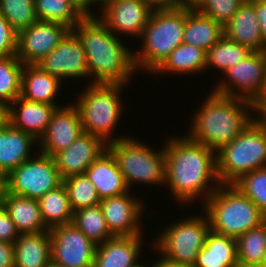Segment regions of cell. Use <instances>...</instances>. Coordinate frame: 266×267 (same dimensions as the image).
<instances>
[{"label":"cell","mask_w":266,"mask_h":267,"mask_svg":"<svg viewBox=\"0 0 266 267\" xmlns=\"http://www.w3.org/2000/svg\"><path fill=\"white\" fill-rule=\"evenodd\" d=\"M131 193L132 191H129L100 201L105 221L114 236H143L142 231L145 228L141 227V221L145 217L144 214L147 213L149 221L153 219L149 215L155 214L148 212L145 200L142 201L140 197L136 198Z\"/></svg>","instance_id":"13"},{"label":"cell","mask_w":266,"mask_h":267,"mask_svg":"<svg viewBox=\"0 0 266 267\" xmlns=\"http://www.w3.org/2000/svg\"><path fill=\"white\" fill-rule=\"evenodd\" d=\"M154 8L182 7V0H148Z\"/></svg>","instance_id":"45"},{"label":"cell","mask_w":266,"mask_h":267,"mask_svg":"<svg viewBox=\"0 0 266 267\" xmlns=\"http://www.w3.org/2000/svg\"><path fill=\"white\" fill-rule=\"evenodd\" d=\"M128 136L108 143L107 150L115 158L125 182L132 190L137 184L165 186V150H154L150 144Z\"/></svg>","instance_id":"8"},{"label":"cell","mask_w":266,"mask_h":267,"mask_svg":"<svg viewBox=\"0 0 266 267\" xmlns=\"http://www.w3.org/2000/svg\"><path fill=\"white\" fill-rule=\"evenodd\" d=\"M246 0H202L195 8L225 26Z\"/></svg>","instance_id":"39"},{"label":"cell","mask_w":266,"mask_h":267,"mask_svg":"<svg viewBox=\"0 0 266 267\" xmlns=\"http://www.w3.org/2000/svg\"><path fill=\"white\" fill-rule=\"evenodd\" d=\"M43 71L58 77L62 82L66 79L82 78L90 84L86 54L81 41L70 30L59 44L37 64ZM88 79V80H87Z\"/></svg>","instance_id":"14"},{"label":"cell","mask_w":266,"mask_h":267,"mask_svg":"<svg viewBox=\"0 0 266 267\" xmlns=\"http://www.w3.org/2000/svg\"><path fill=\"white\" fill-rule=\"evenodd\" d=\"M255 8L261 30L263 47L266 49V3L259 0H249Z\"/></svg>","instance_id":"42"},{"label":"cell","mask_w":266,"mask_h":267,"mask_svg":"<svg viewBox=\"0 0 266 267\" xmlns=\"http://www.w3.org/2000/svg\"><path fill=\"white\" fill-rule=\"evenodd\" d=\"M72 223L96 245L114 237L107 226L100 205L74 211Z\"/></svg>","instance_id":"33"},{"label":"cell","mask_w":266,"mask_h":267,"mask_svg":"<svg viewBox=\"0 0 266 267\" xmlns=\"http://www.w3.org/2000/svg\"><path fill=\"white\" fill-rule=\"evenodd\" d=\"M234 185L266 216V167L243 175Z\"/></svg>","instance_id":"38"},{"label":"cell","mask_w":266,"mask_h":267,"mask_svg":"<svg viewBox=\"0 0 266 267\" xmlns=\"http://www.w3.org/2000/svg\"><path fill=\"white\" fill-rule=\"evenodd\" d=\"M72 31L83 45L90 84L127 85L132 81L130 78L137 73L133 48L126 46L98 17L83 18Z\"/></svg>","instance_id":"2"},{"label":"cell","mask_w":266,"mask_h":267,"mask_svg":"<svg viewBox=\"0 0 266 267\" xmlns=\"http://www.w3.org/2000/svg\"><path fill=\"white\" fill-rule=\"evenodd\" d=\"M185 7L154 8L134 51L137 73H153L183 43Z\"/></svg>","instance_id":"4"},{"label":"cell","mask_w":266,"mask_h":267,"mask_svg":"<svg viewBox=\"0 0 266 267\" xmlns=\"http://www.w3.org/2000/svg\"><path fill=\"white\" fill-rule=\"evenodd\" d=\"M14 244L0 241V267H14Z\"/></svg>","instance_id":"43"},{"label":"cell","mask_w":266,"mask_h":267,"mask_svg":"<svg viewBox=\"0 0 266 267\" xmlns=\"http://www.w3.org/2000/svg\"><path fill=\"white\" fill-rule=\"evenodd\" d=\"M48 267H62V266L56 265V264L51 262V264Z\"/></svg>","instance_id":"51"},{"label":"cell","mask_w":266,"mask_h":267,"mask_svg":"<svg viewBox=\"0 0 266 267\" xmlns=\"http://www.w3.org/2000/svg\"><path fill=\"white\" fill-rule=\"evenodd\" d=\"M224 36L252 52H264L261 30L254 5L246 0L231 20L223 26Z\"/></svg>","instance_id":"22"},{"label":"cell","mask_w":266,"mask_h":267,"mask_svg":"<svg viewBox=\"0 0 266 267\" xmlns=\"http://www.w3.org/2000/svg\"><path fill=\"white\" fill-rule=\"evenodd\" d=\"M212 232L238 238L266 222V216L234 184H220L201 206Z\"/></svg>","instance_id":"6"},{"label":"cell","mask_w":266,"mask_h":267,"mask_svg":"<svg viewBox=\"0 0 266 267\" xmlns=\"http://www.w3.org/2000/svg\"><path fill=\"white\" fill-rule=\"evenodd\" d=\"M14 267H48L51 264L50 230L19 234L14 242Z\"/></svg>","instance_id":"25"},{"label":"cell","mask_w":266,"mask_h":267,"mask_svg":"<svg viewBox=\"0 0 266 267\" xmlns=\"http://www.w3.org/2000/svg\"><path fill=\"white\" fill-rule=\"evenodd\" d=\"M19 234L7 210L0 203V241L14 244Z\"/></svg>","instance_id":"41"},{"label":"cell","mask_w":266,"mask_h":267,"mask_svg":"<svg viewBox=\"0 0 266 267\" xmlns=\"http://www.w3.org/2000/svg\"><path fill=\"white\" fill-rule=\"evenodd\" d=\"M256 117L231 143L216 152L221 184H234L243 175L266 167V118L260 113Z\"/></svg>","instance_id":"7"},{"label":"cell","mask_w":266,"mask_h":267,"mask_svg":"<svg viewBox=\"0 0 266 267\" xmlns=\"http://www.w3.org/2000/svg\"><path fill=\"white\" fill-rule=\"evenodd\" d=\"M38 140L29 133L13 127L5 119L0 123V167L9 175L32 156Z\"/></svg>","instance_id":"21"},{"label":"cell","mask_w":266,"mask_h":267,"mask_svg":"<svg viewBox=\"0 0 266 267\" xmlns=\"http://www.w3.org/2000/svg\"><path fill=\"white\" fill-rule=\"evenodd\" d=\"M51 262L62 267H93L97 245L73 223L50 228Z\"/></svg>","instance_id":"12"},{"label":"cell","mask_w":266,"mask_h":267,"mask_svg":"<svg viewBox=\"0 0 266 267\" xmlns=\"http://www.w3.org/2000/svg\"><path fill=\"white\" fill-rule=\"evenodd\" d=\"M252 51L229 40L224 35L206 52V69H215L223 74L247 57ZM210 67V68H209Z\"/></svg>","instance_id":"32"},{"label":"cell","mask_w":266,"mask_h":267,"mask_svg":"<svg viewBox=\"0 0 266 267\" xmlns=\"http://www.w3.org/2000/svg\"><path fill=\"white\" fill-rule=\"evenodd\" d=\"M107 145L102 138L82 132L68 148L53 156L61 178L85 174L88 167L107 151Z\"/></svg>","instance_id":"18"},{"label":"cell","mask_w":266,"mask_h":267,"mask_svg":"<svg viewBox=\"0 0 266 267\" xmlns=\"http://www.w3.org/2000/svg\"><path fill=\"white\" fill-rule=\"evenodd\" d=\"M69 197L71 208L77 211L82 208L100 205V197L94 184L86 174L69 176L62 180Z\"/></svg>","instance_id":"36"},{"label":"cell","mask_w":266,"mask_h":267,"mask_svg":"<svg viewBox=\"0 0 266 267\" xmlns=\"http://www.w3.org/2000/svg\"><path fill=\"white\" fill-rule=\"evenodd\" d=\"M83 132L80 113L71 102L56 108L53 112L45 134L39 140L40 150L53 157L68 148Z\"/></svg>","instance_id":"17"},{"label":"cell","mask_w":266,"mask_h":267,"mask_svg":"<svg viewBox=\"0 0 266 267\" xmlns=\"http://www.w3.org/2000/svg\"><path fill=\"white\" fill-rule=\"evenodd\" d=\"M5 119V108L0 105V123Z\"/></svg>","instance_id":"50"},{"label":"cell","mask_w":266,"mask_h":267,"mask_svg":"<svg viewBox=\"0 0 266 267\" xmlns=\"http://www.w3.org/2000/svg\"><path fill=\"white\" fill-rule=\"evenodd\" d=\"M55 110L53 105L28 101L19 96L5 109V120L39 141Z\"/></svg>","instance_id":"20"},{"label":"cell","mask_w":266,"mask_h":267,"mask_svg":"<svg viewBox=\"0 0 266 267\" xmlns=\"http://www.w3.org/2000/svg\"><path fill=\"white\" fill-rule=\"evenodd\" d=\"M206 70V51L185 43L177 46L150 75H197ZM160 73V74H159Z\"/></svg>","instance_id":"29"},{"label":"cell","mask_w":266,"mask_h":267,"mask_svg":"<svg viewBox=\"0 0 266 267\" xmlns=\"http://www.w3.org/2000/svg\"><path fill=\"white\" fill-rule=\"evenodd\" d=\"M38 21L57 22L72 30L83 17L68 0H35Z\"/></svg>","instance_id":"35"},{"label":"cell","mask_w":266,"mask_h":267,"mask_svg":"<svg viewBox=\"0 0 266 267\" xmlns=\"http://www.w3.org/2000/svg\"><path fill=\"white\" fill-rule=\"evenodd\" d=\"M0 14L17 33L38 21L35 0H0Z\"/></svg>","instance_id":"37"},{"label":"cell","mask_w":266,"mask_h":267,"mask_svg":"<svg viewBox=\"0 0 266 267\" xmlns=\"http://www.w3.org/2000/svg\"><path fill=\"white\" fill-rule=\"evenodd\" d=\"M91 1V8L92 6L98 7L99 11H101L106 5L110 4L114 0H90ZM98 5V6H97Z\"/></svg>","instance_id":"48"},{"label":"cell","mask_w":266,"mask_h":267,"mask_svg":"<svg viewBox=\"0 0 266 267\" xmlns=\"http://www.w3.org/2000/svg\"><path fill=\"white\" fill-rule=\"evenodd\" d=\"M69 3L73 6V8L83 17H97L94 14L96 9L92 11L91 9V1L90 0H68Z\"/></svg>","instance_id":"44"},{"label":"cell","mask_w":266,"mask_h":267,"mask_svg":"<svg viewBox=\"0 0 266 267\" xmlns=\"http://www.w3.org/2000/svg\"><path fill=\"white\" fill-rule=\"evenodd\" d=\"M195 267H239L236 238L210 230Z\"/></svg>","instance_id":"28"},{"label":"cell","mask_w":266,"mask_h":267,"mask_svg":"<svg viewBox=\"0 0 266 267\" xmlns=\"http://www.w3.org/2000/svg\"><path fill=\"white\" fill-rule=\"evenodd\" d=\"M85 174L94 184L100 199L120 196L130 191L115 158L108 150L88 167Z\"/></svg>","instance_id":"24"},{"label":"cell","mask_w":266,"mask_h":267,"mask_svg":"<svg viewBox=\"0 0 266 267\" xmlns=\"http://www.w3.org/2000/svg\"><path fill=\"white\" fill-rule=\"evenodd\" d=\"M143 236H114L96 248L93 267H142ZM140 259V260H139Z\"/></svg>","instance_id":"19"},{"label":"cell","mask_w":266,"mask_h":267,"mask_svg":"<svg viewBox=\"0 0 266 267\" xmlns=\"http://www.w3.org/2000/svg\"><path fill=\"white\" fill-rule=\"evenodd\" d=\"M9 175L0 167V202L8 193Z\"/></svg>","instance_id":"47"},{"label":"cell","mask_w":266,"mask_h":267,"mask_svg":"<svg viewBox=\"0 0 266 267\" xmlns=\"http://www.w3.org/2000/svg\"><path fill=\"white\" fill-rule=\"evenodd\" d=\"M224 35L223 26L196 8L185 7L183 43L208 51Z\"/></svg>","instance_id":"26"},{"label":"cell","mask_w":266,"mask_h":267,"mask_svg":"<svg viewBox=\"0 0 266 267\" xmlns=\"http://www.w3.org/2000/svg\"><path fill=\"white\" fill-rule=\"evenodd\" d=\"M62 180L54 158L38 152L9 174L8 193L38 200Z\"/></svg>","instance_id":"11"},{"label":"cell","mask_w":266,"mask_h":267,"mask_svg":"<svg viewBox=\"0 0 266 267\" xmlns=\"http://www.w3.org/2000/svg\"><path fill=\"white\" fill-rule=\"evenodd\" d=\"M239 267H262L266 255V222L237 239Z\"/></svg>","instance_id":"31"},{"label":"cell","mask_w":266,"mask_h":267,"mask_svg":"<svg viewBox=\"0 0 266 267\" xmlns=\"http://www.w3.org/2000/svg\"><path fill=\"white\" fill-rule=\"evenodd\" d=\"M37 201L43 222L49 229L72 223L74 212L63 183L47 192Z\"/></svg>","instance_id":"30"},{"label":"cell","mask_w":266,"mask_h":267,"mask_svg":"<svg viewBox=\"0 0 266 267\" xmlns=\"http://www.w3.org/2000/svg\"><path fill=\"white\" fill-rule=\"evenodd\" d=\"M195 214L167 223L166 228L163 225L164 229L149 244L156 251L154 253L177 264L195 265L211 230L207 215L203 211L199 213L201 215Z\"/></svg>","instance_id":"9"},{"label":"cell","mask_w":266,"mask_h":267,"mask_svg":"<svg viewBox=\"0 0 266 267\" xmlns=\"http://www.w3.org/2000/svg\"><path fill=\"white\" fill-rule=\"evenodd\" d=\"M157 258L158 259L155 260V262L148 264V266L149 267H195V265L177 264L160 256L159 257L157 256Z\"/></svg>","instance_id":"46"},{"label":"cell","mask_w":266,"mask_h":267,"mask_svg":"<svg viewBox=\"0 0 266 267\" xmlns=\"http://www.w3.org/2000/svg\"><path fill=\"white\" fill-rule=\"evenodd\" d=\"M18 33L0 14V57L17 56Z\"/></svg>","instance_id":"40"},{"label":"cell","mask_w":266,"mask_h":267,"mask_svg":"<svg viewBox=\"0 0 266 267\" xmlns=\"http://www.w3.org/2000/svg\"><path fill=\"white\" fill-rule=\"evenodd\" d=\"M69 31L67 26L57 22L37 21L18 32L17 58L24 65H36Z\"/></svg>","instance_id":"16"},{"label":"cell","mask_w":266,"mask_h":267,"mask_svg":"<svg viewBox=\"0 0 266 267\" xmlns=\"http://www.w3.org/2000/svg\"><path fill=\"white\" fill-rule=\"evenodd\" d=\"M205 96L190 120L186 136L217 152L240 134L258 110L248 100L219 95L212 90Z\"/></svg>","instance_id":"3"},{"label":"cell","mask_w":266,"mask_h":267,"mask_svg":"<svg viewBox=\"0 0 266 267\" xmlns=\"http://www.w3.org/2000/svg\"><path fill=\"white\" fill-rule=\"evenodd\" d=\"M23 67L17 56L0 57V105L5 109L20 96Z\"/></svg>","instance_id":"34"},{"label":"cell","mask_w":266,"mask_h":267,"mask_svg":"<svg viewBox=\"0 0 266 267\" xmlns=\"http://www.w3.org/2000/svg\"><path fill=\"white\" fill-rule=\"evenodd\" d=\"M178 136L165 140V186L181 206L193 205L197 198L202 206L221 184L216 152L186 135Z\"/></svg>","instance_id":"1"},{"label":"cell","mask_w":266,"mask_h":267,"mask_svg":"<svg viewBox=\"0 0 266 267\" xmlns=\"http://www.w3.org/2000/svg\"><path fill=\"white\" fill-rule=\"evenodd\" d=\"M202 0H182V7L195 8Z\"/></svg>","instance_id":"49"},{"label":"cell","mask_w":266,"mask_h":267,"mask_svg":"<svg viewBox=\"0 0 266 267\" xmlns=\"http://www.w3.org/2000/svg\"><path fill=\"white\" fill-rule=\"evenodd\" d=\"M20 234L50 230L43 222L36 199L7 193L0 202Z\"/></svg>","instance_id":"27"},{"label":"cell","mask_w":266,"mask_h":267,"mask_svg":"<svg viewBox=\"0 0 266 267\" xmlns=\"http://www.w3.org/2000/svg\"><path fill=\"white\" fill-rule=\"evenodd\" d=\"M153 9L148 0H114L96 14L117 37L140 39Z\"/></svg>","instance_id":"15"},{"label":"cell","mask_w":266,"mask_h":267,"mask_svg":"<svg viewBox=\"0 0 266 267\" xmlns=\"http://www.w3.org/2000/svg\"><path fill=\"white\" fill-rule=\"evenodd\" d=\"M262 267H266V255H265V258H264V262H263Z\"/></svg>","instance_id":"52"},{"label":"cell","mask_w":266,"mask_h":267,"mask_svg":"<svg viewBox=\"0 0 266 267\" xmlns=\"http://www.w3.org/2000/svg\"><path fill=\"white\" fill-rule=\"evenodd\" d=\"M127 85L92 83L84 86L75 100L83 132L102 138L107 144L128 137L126 134L114 135L115 128L121 121L125 110L121 97ZM124 88V89H123ZM122 99V100H121ZM114 135V136H113Z\"/></svg>","instance_id":"5"},{"label":"cell","mask_w":266,"mask_h":267,"mask_svg":"<svg viewBox=\"0 0 266 267\" xmlns=\"http://www.w3.org/2000/svg\"><path fill=\"white\" fill-rule=\"evenodd\" d=\"M62 83L64 82L58 77L50 75L37 65H24L20 97L59 108L61 105L57 104L58 100L55 99L59 96Z\"/></svg>","instance_id":"23"},{"label":"cell","mask_w":266,"mask_h":267,"mask_svg":"<svg viewBox=\"0 0 266 267\" xmlns=\"http://www.w3.org/2000/svg\"><path fill=\"white\" fill-rule=\"evenodd\" d=\"M223 75L213 84L214 93L248 100L258 107L265 100L266 51L251 52Z\"/></svg>","instance_id":"10"}]
</instances>
